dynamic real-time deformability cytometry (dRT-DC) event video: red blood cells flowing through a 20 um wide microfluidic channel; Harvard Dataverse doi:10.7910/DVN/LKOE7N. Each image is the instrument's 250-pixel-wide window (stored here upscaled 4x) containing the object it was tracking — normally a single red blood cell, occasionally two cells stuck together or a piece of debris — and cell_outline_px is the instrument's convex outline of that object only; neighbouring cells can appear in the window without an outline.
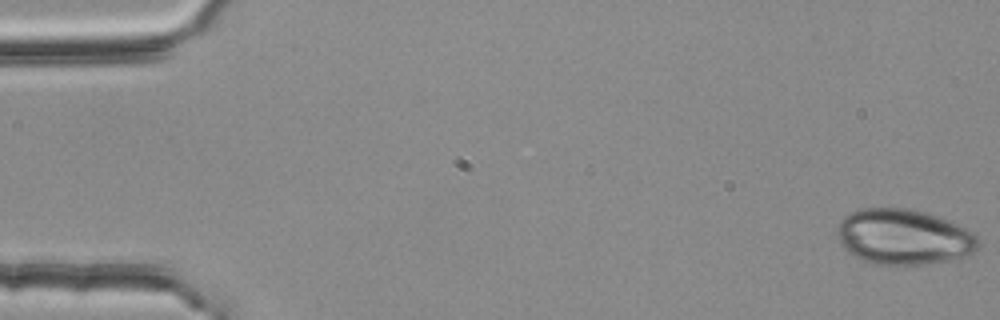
{"species": "common noctule bat (a hibernating species)", "species_latin": "Nyctalus noctula", "temperature_condition": "room temperature", "stored_images_in_passage": 53, "camera_frame_rate_fps": 3000, "um_per_image_px": 0.085, "animal": {"sex": "female", "body_mass_g": 25.1}, "frame": {"image": 1, "passage_image": 1, "time_ms": 0.0, "image_size_px": [1000, 320], "cell_outline_px": [[980, 248], [972, 256], [924, 264], [872, 264], [860, 260], [848, 252], [844, 248], [836, 232], [836, 224], [844, 216], [852, 212], [864, 208], [912, 208], [936, 216], [956, 224], [972, 232], [980, 240]], "centroid_in_image_um": [76.82, 20.15], "position_along_channel_um": 8.2, "area_um2": 45.95}}
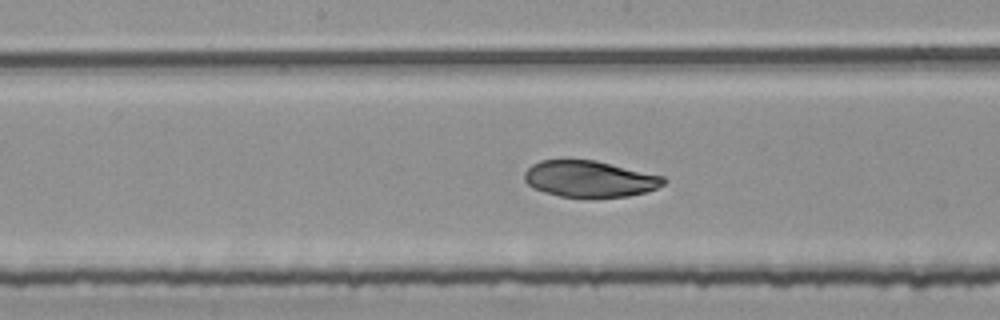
{"frame": {"image": 2, "passage_image": 28, "time_ms": 9.0, "image_size_px": [1000, 320], "cell_outline_px": [[668, 180], [664, 184], [656, 188], [644, 192], [628, 196], [596, 200], [592, 200], [560, 196], [544, 192], [532, 188], [524, 180], [524, 172], [532, 164], [540, 160], [596, 160], [664, 176]], "centroid_in_image_um": [50.12, 15.24], "position_along_channel_um": 198.1, "area_um2": 30.29}}
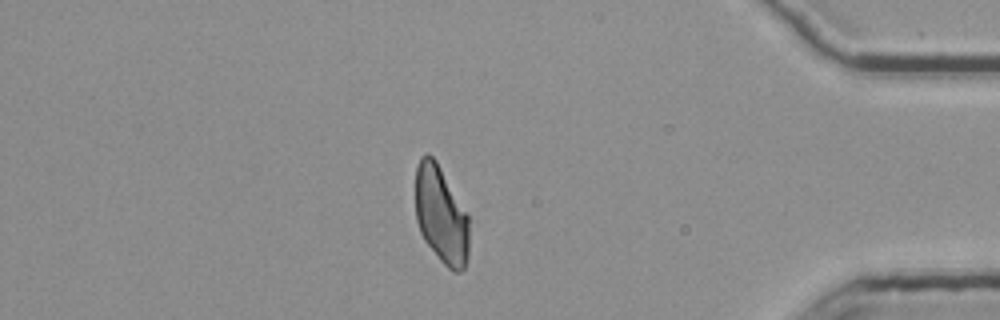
{"frame": {"image": 3, "passage_image": 47, "time_ms": 15.333, "image_size_px": [1000, 320], "cell_outline_px": [[468, 256], [464, 268], [460, 272], [452, 272], [440, 260], [424, 240], [420, 232], [416, 220], [416, 168], [420, 156], [424, 152], [428, 152], [436, 160], [468, 216]], "centroid_in_image_um": [37.47, 18.27], "position_along_channel_um": 397.7, "area_um2": 30.4}}